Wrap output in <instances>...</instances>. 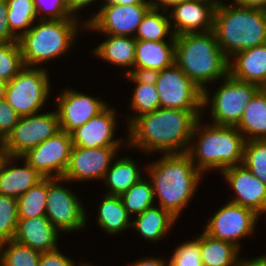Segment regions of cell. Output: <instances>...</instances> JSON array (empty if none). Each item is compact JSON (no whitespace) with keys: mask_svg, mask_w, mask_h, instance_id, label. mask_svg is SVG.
Listing matches in <instances>:
<instances>
[{"mask_svg":"<svg viewBox=\"0 0 266 266\" xmlns=\"http://www.w3.org/2000/svg\"><path fill=\"white\" fill-rule=\"evenodd\" d=\"M201 110L158 108L137 117L129 125L128 146L146 153H187ZM180 150V151H179Z\"/></svg>","mask_w":266,"mask_h":266,"instance_id":"6da1fadb","label":"cell"},{"mask_svg":"<svg viewBox=\"0 0 266 266\" xmlns=\"http://www.w3.org/2000/svg\"><path fill=\"white\" fill-rule=\"evenodd\" d=\"M230 60L213 30L175 36L174 62L203 91V107L210 102L205 85L228 76Z\"/></svg>","mask_w":266,"mask_h":266,"instance_id":"7a4b0ae2","label":"cell"},{"mask_svg":"<svg viewBox=\"0 0 266 266\" xmlns=\"http://www.w3.org/2000/svg\"><path fill=\"white\" fill-rule=\"evenodd\" d=\"M163 155L147 169L154 197L159 198L160 207L178 218L193 197L203 174L187 153Z\"/></svg>","mask_w":266,"mask_h":266,"instance_id":"3957f363","label":"cell"},{"mask_svg":"<svg viewBox=\"0 0 266 266\" xmlns=\"http://www.w3.org/2000/svg\"><path fill=\"white\" fill-rule=\"evenodd\" d=\"M213 32L228 58L263 45L266 43V10L223 4L215 9Z\"/></svg>","mask_w":266,"mask_h":266,"instance_id":"277c9868","label":"cell"},{"mask_svg":"<svg viewBox=\"0 0 266 266\" xmlns=\"http://www.w3.org/2000/svg\"><path fill=\"white\" fill-rule=\"evenodd\" d=\"M200 119L196 121L191 137L192 141L198 135V141L194 146L189 145L187 150L195 167L202 173L213 168L222 172L242 164L246 140L237 127L215 124L204 127L199 124Z\"/></svg>","mask_w":266,"mask_h":266,"instance_id":"5b68a950","label":"cell"},{"mask_svg":"<svg viewBox=\"0 0 266 266\" xmlns=\"http://www.w3.org/2000/svg\"><path fill=\"white\" fill-rule=\"evenodd\" d=\"M78 18L38 20L18 38L25 66L35 67L68 52L79 31Z\"/></svg>","mask_w":266,"mask_h":266,"instance_id":"8992f818","label":"cell"},{"mask_svg":"<svg viewBox=\"0 0 266 266\" xmlns=\"http://www.w3.org/2000/svg\"><path fill=\"white\" fill-rule=\"evenodd\" d=\"M49 82L45 69L24 66L12 80L6 82L5 100L20 116L36 114L51 91Z\"/></svg>","mask_w":266,"mask_h":266,"instance_id":"52a82bcc","label":"cell"},{"mask_svg":"<svg viewBox=\"0 0 266 266\" xmlns=\"http://www.w3.org/2000/svg\"><path fill=\"white\" fill-rule=\"evenodd\" d=\"M157 87L160 108L203 109V91L174 62L150 75Z\"/></svg>","mask_w":266,"mask_h":266,"instance_id":"ba28073f","label":"cell"},{"mask_svg":"<svg viewBox=\"0 0 266 266\" xmlns=\"http://www.w3.org/2000/svg\"><path fill=\"white\" fill-rule=\"evenodd\" d=\"M59 131L61 129L57 112L21 116L12 132L0 144L1 153L21 157Z\"/></svg>","mask_w":266,"mask_h":266,"instance_id":"9c48e42d","label":"cell"},{"mask_svg":"<svg viewBox=\"0 0 266 266\" xmlns=\"http://www.w3.org/2000/svg\"><path fill=\"white\" fill-rule=\"evenodd\" d=\"M224 81L210 100L212 123L220 126L236 127L246 106L260 87L237 80L230 74L224 78Z\"/></svg>","mask_w":266,"mask_h":266,"instance_id":"30bf717a","label":"cell"},{"mask_svg":"<svg viewBox=\"0 0 266 266\" xmlns=\"http://www.w3.org/2000/svg\"><path fill=\"white\" fill-rule=\"evenodd\" d=\"M59 181H63V178L47 177L45 216L60 232L82 229L85 227L87 217L81 204L82 201H79L69 188L58 184Z\"/></svg>","mask_w":266,"mask_h":266,"instance_id":"8fae6325","label":"cell"},{"mask_svg":"<svg viewBox=\"0 0 266 266\" xmlns=\"http://www.w3.org/2000/svg\"><path fill=\"white\" fill-rule=\"evenodd\" d=\"M100 7L97 14L83 22L85 28L94 29L107 35L132 37L135 36L144 15L150 9L148 4L121 5L113 2H105Z\"/></svg>","mask_w":266,"mask_h":266,"instance_id":"7c38bea8","label":"cell"},{"mask_svg":"<svg viewBox=\"0 0 266 266\" xmlns=\"http://www.w3.org/2000/svg\"><path fill=\"white\" fill-rule=\"evenodd\" d=\"M72 147L71 134L61 130L20 158L44 177L62 178L69 163Z\"/></svg>","mask_w":266,"mask_h":266,"instance_id":"4fadbf2b","label":"cell"},{"mask_svg":"<svg viewBox=\"0 0 266 266\" xmlns=\"http://www.w3.org/2000/svg\"><path fill=\"white\" fill-rule=\"evenodd\" d=\"M257 219L259 215L251 209L228 202L209 220L204 232L240 248L237 241L254 232Z\"/></svg>","mask_w":266,"mask_h":266,"instance_id":"5bb4252c","label":"cell"},{"mask_svg":"<svg viewBox=\"0 0 266 266\" xmlns=\"http://www.w3.org/2000/svg\"><path fill=\"white\" fill-rule=\"evenodd\" d=\"M119 147L83 148L73 146L68 166L63 175L65 181L103 180Z\"/></svg>","mask_w":266,"mask_h":266,"instance_id":"9a60e30c","label":"cell"},{"mask_svg":"<svg viewBox=\"0 0 266 266\" xmlns=\"http://www.w3.org/2000/svg\"><path fill=\"white\" fill-rule=\"evenodd\" d=\"M57 107L60 129L71 133L103 111L107 104L95 97L67 89L58 97Z\"/></svg>","mask_w":266,"mask_h":266,"instance_id":"2e32d148","label":"cell"},{"mask_svg":"<svg viewBox=\"0 0 266 266\" xmlns=\"http://www.w3.org/2000/svg\"><path fill=\"white\" fill-rule=\"evenodd\" d=\"M221 173L236 193L230 202L249 208L259 216L266 214V184L243 164L228 167Z\"/></svg>","mask_w":266,"mask_h":266,"instance_id":"e0dca14e","label":"cell"},{"mask_svg":"<svg viewBox=\"0 0 266 266\" xmlns=\"http://www.w3.org/2000/svg\"><path fill=\"white\" fill-rule=\"evenodd\" d=\"M115 117V110L107 106L98 115L70 133L73 146L83 148L120 147L121 141L114 139Z\"/></svg>","mask_w":266,"mask_h":266,"instance_id":"ac0fdd59","label":"cell"},{"mask_svg":"<svg viewBox=\"0 0 266 266\" xmlns=\"http://www.w3.org/2000/svg\"><path fill=\"white\" fill-rule=\"evenodd\" d=\"M172 7L169 19L175 24L172 30L174 36L197 33L199 30L201 32L213 30L216 7L212 4L203 0H186Z\"/></svg>","mask_w":266,"mask_h":266,"instance_id":"d6986e66","label":"cell"},{"mask_svg":"<svg viewBox=\"0 0 266 266\" xmlns=\"http://www.w3.org/2000/svg\"><path fill=\"white\" fill-rule=\"evenodd\" d=\"M169 41L136 40L134 70L128 74L151 75L159 72L174 63L175 36L170 34Z\"/></svg>","mask_w":266,"mask_h":266,"instance_id":"ffe728a7","label":"cell"},{"mask_svg":"<svg viewBox=\"0 0 266 266\" xmlns=\"http://www.w3.org/2000/svg\"><path fill=\"white\" fill-rule=\"evenodd\" d=\"M58 230L46 216L18 219L13 240L38 252L57 249Z\"/></svg>","mask_w":266,"mask_h":266,"instance_id":"44dd1931","label":"cell"},{"mask_svg":"<svg viewBox=\"0 0 266 266\" xmlns=\"http://www.w3.org/2000/svg\"><path fill=\"white\" fill-rule=\"evenodd\" d=\"M18 158L0 153V194L16 199L44 178L26 161L23 167L9 165Z\"/></svg>","mask_w":266,"mask_h":266,"instance_id":"7402d4cb","label":"cell"},{"mask_svg":"<svg viewBox=\"0 0 266 266\" xmlns=\"http://www.w3.org/2000/svg\"><path fill=\"white\" fill-rule=\"evenodd\" d=\"M229 63V74L240 81L266 88V43L237 52Z\"/></svg>","mask_w":266,"mask_h":266,"instance_id":"603a6c76","label":"cell"},{"mask_svg":"<svg viewBox=\"0 0 266 266\" xmlns=\"http://www.w3.org/2000/svg\"><path fill=\"white\" fill-rule=\"evenodd\" d=\"M236 127L243 136H250L246 141L266 139V88L255 93Z\"/></svg>","mask_w":266,"mask_h":266,"instance_id":"cb8c5ba5","label":"cell"},{"mask_svg":"<svg viewBox=\"0 0 266 266\" xmlns=\"http://www.w3.org/2000/svg\"><path fill=\"white\" fill-rule=\"evenodd\" d=\"M109 38L95 47L94 54L111 64L134 67L136 39L132 36L108 35Z\"/></svg>","mask_w":266,"mask_h":266,"instance_id":"d4e9b609","label":"cell"},{"mask_svg":"<svg viewBox=\"0 0 266 266\" xmlns=\"http://www.w3.org/2000/svg\"><path fill=\"white\" fill-rule=\"evenodd\" d=\"M199 245L203 266H238L240 262L239 248L230 242L213 238L203 232L199 236Z\"/></svg>","mask_w":266,"mask_h":266,"instance_id":"484cf974","label":"cell"},{"mask_svg":"<svg viewBox=\"0 0 266 266\" xmlns=\"http://www.w3.org/2000/svg\"><path fill=\"white\" fill-rule=\"evenodd\" d=\"M176 219L168 210L152 206L137 215L131 221V227L137 229L143 238L157 242L170 230Z\"/></svg>","mask_w":266,"mask_h":266,"instance_id":"4316f807","label":"cell"},{"mask_svg":"<svg viewBox=\"0 0 266 266\" xmlns=\"http://www.w3.org/2000/svg\"><path fill=\"white\" fill-rule=\"evenodd\" d=\"M126 78L136 83L130 103L136 115L128 119L130 125L137 117L160 108V101L156 84L150 75L128 74Z\"/></svg>","mask_w":266,"mask_h":266,"instance_id":"83f0119b","label":"cell"},{"mask_svg":"<svg viewBox=\"0 0 266 266\" xmlns=\"http://www.w3.org/2000/svg\"><path fill=\"white\" fill-rule=\"evenodd\" d=\"M142 178L134 160L120 158L110 166L104 176V184L108 186L106 195L120 196Z\"/></svg>","mask_w":266,"mask_h":266,"instance_id":"f1b7e54d","label":"cell"},{"mask_svg":"<svg viewBox=\"0 0 266 266\" xmlns=\"http://www.w3.org/2000/svg\"><path fill=\"white\" fill-rule=\"evenodd\" d=\"M97 221L100 227L109 234H116L132 226L130 215L120 196L106 195L98 207Z\"/></svg>","mask_w":266,"mask_h":266,"instance_id":"f546056e","label":"cell"},{"mask_svg":"<svg viewBox=\"0 0 266 266\" xmlns=\"http://www.w3.org/2000/svg\"><path fill=\"white\" fill-rule=\"evenodd\" d=\"M47 200V177L17 198L18 219L45 216Z\"/></svg>","mask_w":266,"mask_h":266,"instance_id":"4dcf8cb0","label":"cell"},{"mask_svg":"<svg viewBox=\"0 0 266 266\" xmlns=\"http://www.w3.org/2000/svg\"><path fill=\"white\" fill-rule=\"evenodd\" d=\"M6 2L8 6V27L11 33L18 39L32 27L31 24L37 19L34 1L6 0ZM19 30H21L20 33L18 32Z\"/></svg>","mask_w":266,"mask_h":266,"instance_id":"1f68e13d","label":"cell"},{"mask_svg":"<svg viewBox=\"0 0 266 266\" xmlns=\"http://www.w3.org/2000/svg\"><path fill=\"white\" fill-rule=\"evenodd\" d=\"M165 12L167 11L163 10V13L160 14L159 9H149L139 24L134 38L144 41H165L166 35L170 32L173 34V31L170 30L169 16L163 15Z\"/></svg>","mask_w":266,"mask_h":266,"instance_id":"d6a6232c","label":"cell"},{"mask_svg":"<svg viewBox=\"0 0 266 266\" xmlns=\"http://www.w3.org/2000/svg\"><path fill=\"white\" fill-rule=\"evenodd\" d=\"M120 198L130 214H141L146 209L154 206V192L151 181L141 178L136 184L131 186Z\"/></svg>","mask_w":266,"mask_h":266,"instance_id":"836d02e7","label":"cell"},{"mask_svg":"<svg viewBox=\"0 0 266 266\" xmlns=\"http://www.w3.org/2000/svg\"><path fill=\"white\" fill-rule=\"evenodd\" d=\"M1 250L0 266H39L41 252L29 246L10 240L1 244Z\"/></svg>","mask_w":266,"mask_h":266,"instance_id":"e575fe53","label":"cell"},{"mask_svg":"<svg viewBox=\"0 0 266 266\" xmlns=\"http://www.w3.org/2000/svg\"><path fill=\"white\" fill-rule=\"evenodd\" d=\"M25 66L18 41L0 43V80L9 82Z\"/></svg>","mask_w":266,"mask_h":266,"instance_id":"d590c367","label":"cell"},{"mask_svg":"<svg viewBox=\"0 0 266 266\" xmlns=\"http://www.w3.org/2000/svg\"><path fill=\"white\" fill-rule=\"evenodd\" d=\"M242 164L266 184V139L246 141Z\"/></svg>","mask_w":266,"mask_h":266,"instance_id":"8d00e7d4","label":"cell"},{"mask_svg":"<svg viewBox=\"0 0 266 266\" xmlns=\"http://www.w3.org/2000/svg\"><path fill=\"white\" fill-rule=\"evenodd\" d=\"M17 222V199L0 194V242L13 240Z\"/></svg>","mask_w":266,"mask_h":266,"instance_id":"74e56055","label":"cell"},{"mask_svg":"<svg viewBox=\"0 0 266 266\" xmlns=\"http://www.w3.org/2000/svg\"><path fill=\"white\" fill-rule=\"evenodd\" d=\"M169 263L172 266H203L199 237L178 246L170 257Z\"/></svg>","mask_w":266,"mask_h":266,"instance_id":"f35d334b","label":"cell"},{"mask_svg":"<svg viewBox=\"0 0 266 266\" xmlns=\"http://www.w3.org/2000/svg\"><path fill=\"white\" fill-rule=\"evenodd\" d=\"M33 1H34V8L36 14L37 15L39 14L38 16H40V20H61L68 18H78L75 17L70 12L65 0H33Z\"/></svg>","mask_w":266,"mask_h":266,"instance_id":"ab89813d","label":"cell"},{"mask_svg":"<svg viewBox=\"0 0 266 266\" xmlns=\"http://www.w3.org/2000/svg\"><path fill=\"white\" fill-rule=\"evenodd\" d=\"M20 117L6 100L0 101V144L12 132Z\"/></svg>","mask_w":266,"mask_h":266,"instance_id":"60d3db41","label":"cell"},{"mask_svg":"<svg viewBox=\"0 0 266 266\" xmlns=\"http://www.w3.org/2000/svg\"><path fill=\"white\" fill-rule=\"evenodd\" d=\"M39 266H75V263L71 258L59 252L57 248L52 251L42 252Z\"/></svg>","mask_w":266,"mask_h":266,"instance_id":"b9f144b4","label":"cell"},{"mask_svg":"<svg viewBox=\"0 0 266 266\" xmlns=\"http://www.w3.org/2000/svg\"><path fill=\"white\" fill-rule=\"evenodd\" d=\"M7 11L8 6L6 0H0V43L18 41L8 27Z\"/></svg>","mask_w":266,"mask_h":266,"instance_id":"7bdbcfd3","label":"cell"},{"mask_svg":"<svg viewBox=\"0 0 266 266\" xmlns=\"http://www.w3.org/2000/svg\"><path fill=\"white\" fill-rule=\"evenodd\" d=\"M68 9L70 10V12L76 16L75 13H77L76 11H78L79 9L86 7L87 5H90V3H92L93 1L96 0H65ZM105 1V0H103Z\"/></svg>","mask_w":266,"mask_h":266,"instance_id":"ee69618b","label":"cell"},{"mask_svg":"<svg viewBox=\"0 0 266 266\" xmlns=\"http://www.w3.org/2000/svg\"><path fill=\"white\" fill-rule=\"evenodd\" d=\"M233 4L266 10V0H234Z\"/></svg>","mask_w":266,"mask_h":266,"instance_id":"f6af8a7d","label":"cell"},{"mask_svg":"<svg viewBox=\"0 0 266 266\" xmlns=\"http://www.w3.org/2000/svg\"><path fill=\"white\" fill-rule=\"evenodd\" d=\"M169 261L167 263L160 258H145L141 259L135 263H133L131 266H168Z\"/></svg>","mask_w":266,"mask_h":266,"instance_id":"bcb514c9","label":"cell"},{"mask_svg":"<svg viewBox=\"0 0 266 266\" xmlns=\"http://www.w3.org/2000/svg\"><path fill=\"white\" fill-rule=\"evenodd\" d=\"M238 266H266V256L261 255L260 257H256L255 259L245 260L244 258L240 260Z\"/></svg>","mask_w":266,"mask_h":266,"instance_id":"7dc6e473","label":"cell"},{"mask_svg":"<svg viewBox=\"0 0 266 266\" xmlns=\"http://www.w3.org/2000/svg\"><path fill=\"white\" fill-rule=\"evenodd\" d=\"M146 2L148 3L150 9H162L168 11L167 7H169V0H146Z\"/></svg>","mask_w":266,"mask_h":266,"instance_id":"c3c4849f","label":"cell"},{"mask_svg":"<svg viewBox=\"0 0 266 266\" xmlns=\"http://www.w3.org/2000/svg\"><path fill=\"white\" fill-rule=\"evenodd\" d=\"M105 2H113L121 5L148 4L146 0H105Z\"/></svg>","mask_w":266,"mask_h":266,"instance_id":"681fc988","label":"cell"},{"mask_svg":"<svg viewBox=\"0 0 266 266\" xmlns=\"http://www.w3.org/2000/svg\"><path fill=\"white\" fill-rule=\"evenodd\" d=\"M6 82L0 80V101L5 100Z\"/></svg>","mask_w":266,"mask_h":266,"instance_id":"f907efd6","label":"cell"},{"mask_svg":"<svg viewBox=\"0 0 266 266\" xmlns=\"http://www.w3.org/2000/svg\"><path fill=\"white\" fill-rule=\"evenodd\" d=\"M203 1L212 4L216 8L223 5L222 2H220L221 0H203Z\"/></svg>","mask_w":266,"mask_h":266,"instance_id":"816d5d0a","label":"cell"},{"mask_svg":"<svg viewBox=\"0 0 266 266\" xmlns=\"http://www.w3.org/2000/svg\"><path fill=\"white\" fill-rule=\"evenodd\" d=\"M183 1H186V0H169V6L172 7L176 4L182 3Z\"/></svg>","mask_w":266,"mask_h":266,"instance_id":"f5cc1de1","label":"cell"},{"mask_svg":"<svg viewBox=\"0 0 266 266\" xmlns=\"http://www.w3.org/2000/svg\"><path fill=\"white\" fill-rule=\"evenodd\" d=\"M80 266H92V265H90V264L89 265L88 264H82Z\"/></svg>","mask_w":266,"mask_h":266,"instance_id":"db71d44e","label":"cell"}]
</instances>
